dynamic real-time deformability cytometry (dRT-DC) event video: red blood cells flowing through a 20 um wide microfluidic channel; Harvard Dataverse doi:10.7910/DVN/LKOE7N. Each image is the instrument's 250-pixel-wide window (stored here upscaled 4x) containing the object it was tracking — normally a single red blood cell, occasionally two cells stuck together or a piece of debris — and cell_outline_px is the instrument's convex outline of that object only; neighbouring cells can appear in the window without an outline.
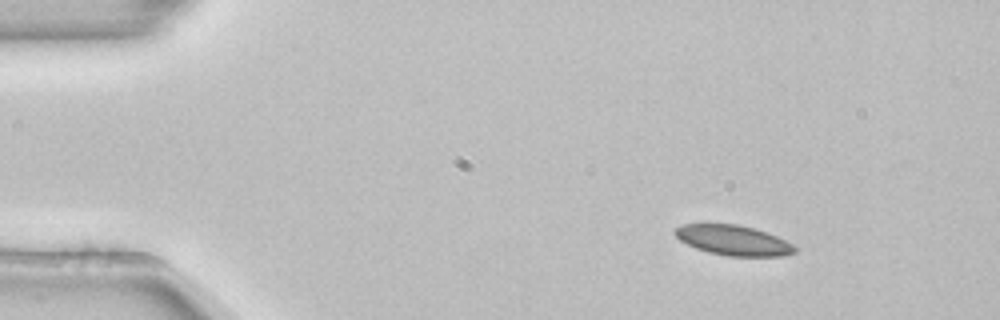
{"species": "common noctule bat (a hibernating species)", "species_latin": "Nyctalus noctula", "temperature_condition": "room temperature", "stored_images_in_passage": 25, "camera_frame_rate_fps": 3000, "um_per_image_px": 0.085, "animal": {"sex": "female", "body_mass_g": 22.7, "forearm_length_mm": 54.2}, "frame": {"image": 1, "passage_image": 1, "time_ms": 0.0, "image_size_px": [1000, 320], "cell_outline_px": [[796, 252], [780, 256], [728, 256], [708, 252], [696, 248], [680, 240], [672, 232], [680, 224], [736, 224], [768, 232], [792, 244], [796, 248]], "centroid_in_image_um": [62.31, 20.42], "position_along_channel_um": 22.7, "area_um2": 20.87}}
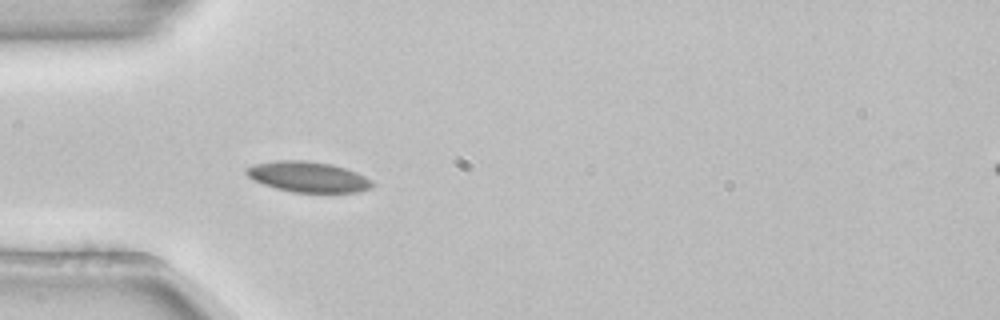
{"frame": {"image": 2, "passage_image": 10, "time_ms": 3.0, "image_size_px": [1000, 320], "cell_outline_px": [[376, 184], [372, 188], [356, 192], [292, 192], [276, 188], [252, 180], [244, 172], [244, 168], [256, 164], [276, 160], [308, 160], [332, 164], [356, 172], [372, 180]], "centroid_in_image_um": [26.18, 15.03], "position_along_channel_um": 58.8, "area_um2": 22.54}}
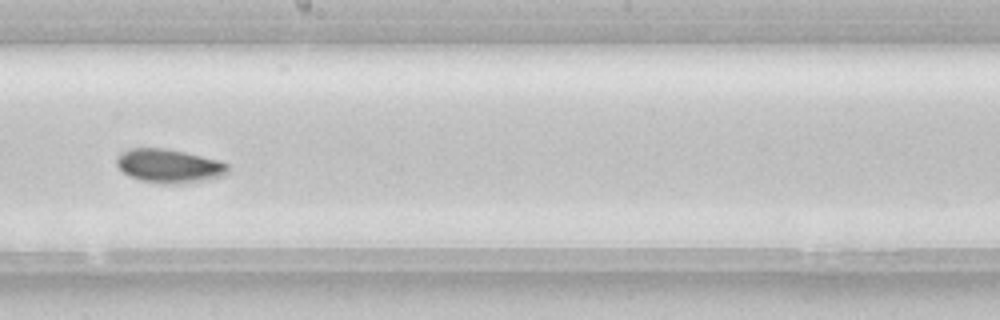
{"frame": {"image": 3, "passage_image": 24, "time_ms": 7.667, "image_size_px": [1000, 320], "cell_outline_px": [[228, 172], [224, 176], [200, 180], [140, 180], [128, 176], [116, 164], [116, 160], [120, 152], [128, 148], [164, 148], [184, 152], [220, 160], [228, 164]], "centroid_in_image_um": [14.34, 14.03], "position_along_channel_um": 233.9, "area_um2": 20.81}}